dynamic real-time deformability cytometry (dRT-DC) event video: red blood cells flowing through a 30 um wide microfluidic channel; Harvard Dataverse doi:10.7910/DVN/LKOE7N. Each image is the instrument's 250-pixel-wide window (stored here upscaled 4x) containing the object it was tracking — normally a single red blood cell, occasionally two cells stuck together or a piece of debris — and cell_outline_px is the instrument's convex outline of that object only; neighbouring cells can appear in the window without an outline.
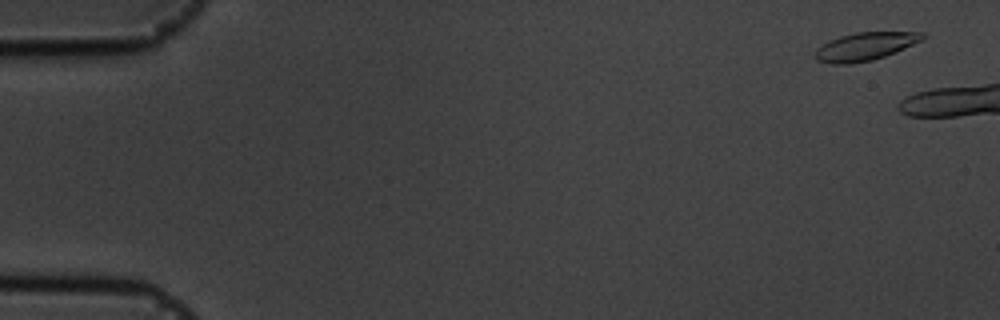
{"species": "common noctule bat (a hibernating species)", "species_latin": "Nyctalus noctula", "temperature_condition": "cold", "stored_images_in_passage": 9, "camera_frame_rate_fps": 3000, "um_per_image_px": 0.085, "animal": {"sex": "male", "body_mass_g": 19.5, "forearm_length_mm": 54.6}, "frame": {"image": 1, "passage_image": 1, "time_ms": 0.0, "image_size_px": [1000, 320], "cell_outline_px": [[928, 36], [924, 40], [896, 52], [872, 60], [848, 64], [832, 64], [816, 60], [816, 48], [828, 40], [840, 36], [856, 32], [924, 32]], "centroid_in_image_um": [73.57, 3.94], "position_along_channel_um": 11.4, "area_um2": 17.69}}